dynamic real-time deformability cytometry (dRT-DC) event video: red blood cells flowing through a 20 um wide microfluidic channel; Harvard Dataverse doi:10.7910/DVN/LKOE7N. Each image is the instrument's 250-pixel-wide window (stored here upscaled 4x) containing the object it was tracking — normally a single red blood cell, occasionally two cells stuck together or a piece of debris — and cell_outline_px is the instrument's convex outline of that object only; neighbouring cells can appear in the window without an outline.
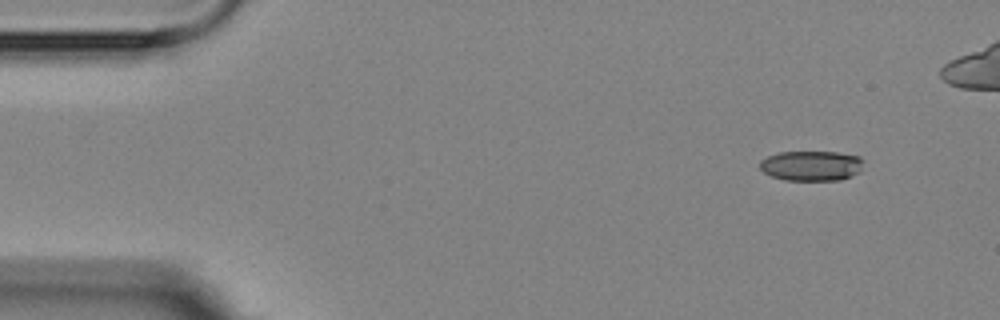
{"species": "Egyptian fruit bat (a non-hibernating species)", "species_latin": "Rousettus aegyptiacus", "temperature_condition": "room temperature", "stored_images_in_passage": 4, "camera_frame_rate_fps": 3000, "um_per_image_px": 0.085, "animal": {"sex": "female"}, "frame": {"image": 1, "passage_image": 1, "time_ms": 0.0, "image_size_px": [1000, 320], "cell_outline_px": [[864, 160], [860, 172], [852, 176], [840, 180], [784, 180], [772, 176], [764, 172], [760, 168], [760, 160], [768, 156], [780, 152], [836, 152], [860, 156]], "centroid_in_image_um": [69.0, 14.09], "position_along_channel_um": 16.0, "area_um2": 18.26}}
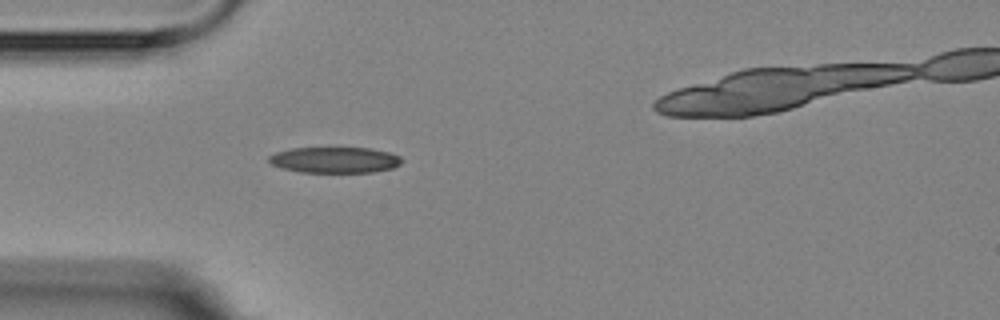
{"frame": {"image": 2, "passage_image": 4, "time_ms": 3.667, "image_size_px": [1000, 320], "cell_outline_px": [[404, 160], [400, 164], [392, 168], [372, 172], [300, 172], [280, 168], [272, 164], [268, 160], [268, 156], [276, 152], [292, 148], [368, 148], [388, 152], [400, 156]], "centroid_in_image_um": [28.44, 13.6], "position_along_channel_um": 56.6, "area_um2": 20.06}}